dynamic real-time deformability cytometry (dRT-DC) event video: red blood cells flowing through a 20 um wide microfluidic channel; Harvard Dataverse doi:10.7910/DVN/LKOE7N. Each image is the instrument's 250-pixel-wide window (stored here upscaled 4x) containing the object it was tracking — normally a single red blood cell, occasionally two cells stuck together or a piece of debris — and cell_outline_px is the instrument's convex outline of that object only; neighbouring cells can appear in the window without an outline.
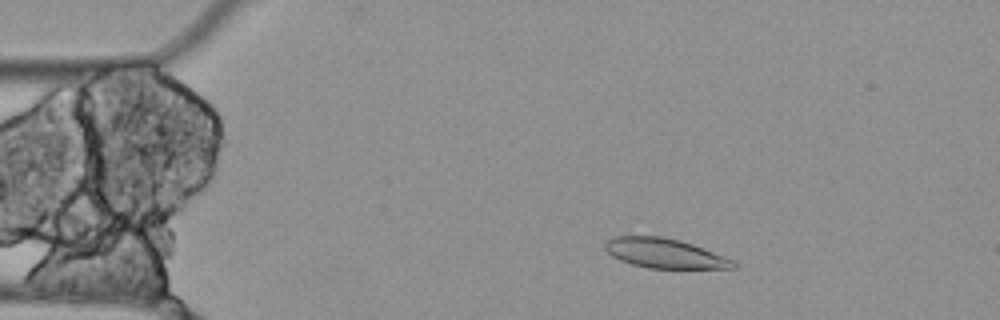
{"species": "Egyptian fruit bat (a non-hibernating species)", "species_latin": "Rousettus aegyptiacus", "temperature_condition": "cold", "stored_images_in_passage": 5, "camera_frame_rate_fps": 3000, "um_per_image_px": 0.085, "animal": {"sex": "female"}, "frame": {"image": 1, "passage_image": 3, "time_ms": 0.667, "image_size_px": [1000, 320], "cell_outline_px": [[736, 268], [648, 268], [632, 264], [620, 260], [612, 256], [604, 248], [604, 244], [608, 240], [616, 236], [660, 236], [680, 240], [692, 244], [736, 260]], "centroid_in_image_um": [56.51, 21.53], "position_along_channel_um": 28.5, "area_um2": 22.08}}